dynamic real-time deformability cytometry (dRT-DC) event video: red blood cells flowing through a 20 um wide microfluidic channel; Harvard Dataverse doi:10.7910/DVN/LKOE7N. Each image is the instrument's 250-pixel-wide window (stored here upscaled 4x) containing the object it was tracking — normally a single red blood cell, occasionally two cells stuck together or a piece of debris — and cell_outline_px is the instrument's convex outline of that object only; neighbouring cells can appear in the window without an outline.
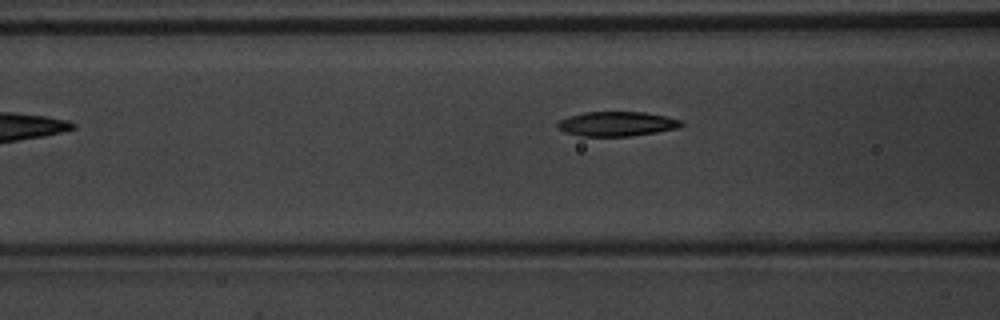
{"species": "common noctule bat (a hibernating species)", "species_latin": "Nyctalus noctula", "temperature_condition": "warm", "stored_images_in_passage": 11, "camera_frame_rate_fps": 3000, "um_per_image_px": 0.085, "animal": {"sex": "male", "body_mass_g": 20.1, "forearm_length_mm": 53.5}, "frame": {"image": 1, "passage_image": 5, "time_ms": 1.333, "image_size_px": [1000, 320], "cell_outline_px": [[684, 124], [680, 128], [632, 136], [580, 136], [564, 132], [556, 128], [556, 124], [560, 120], [568, 116], [584, 112], [644, 112], [664, 116], [680, 120]], "centroid_in_image_um": [52.4, 10.53], "position_along_channel_um": 114.2, "area_um2": 17.8}}
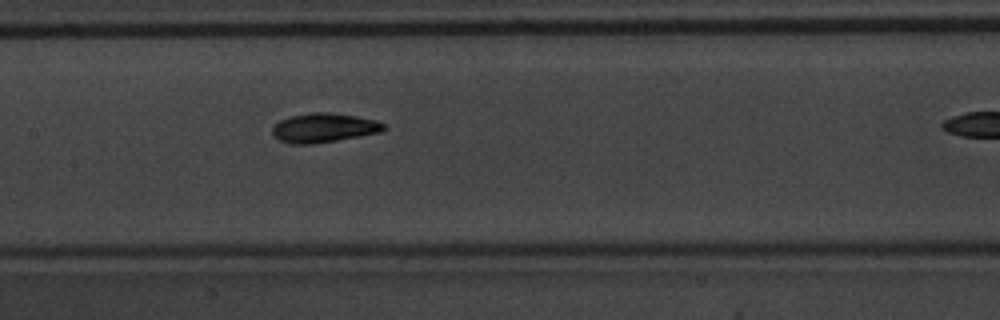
{"frame": {"image": 2, "passage_image": 10, "time_ms": 3.0, "image_size_px": [1000, 320], "cell_outline_px": [[388, 128], [380, 132], [336, 140], [312, 144], [292, 144], [280, 140], [272, 132], [272, 124], [288, 116], [312, 112], [332, 112], [356, 116], [376, 120], [384, 124]], "centroid_in_image_um": [27.51, 10.84], "position_along_channel_um": 179.9, "area_um2": 19.02}}